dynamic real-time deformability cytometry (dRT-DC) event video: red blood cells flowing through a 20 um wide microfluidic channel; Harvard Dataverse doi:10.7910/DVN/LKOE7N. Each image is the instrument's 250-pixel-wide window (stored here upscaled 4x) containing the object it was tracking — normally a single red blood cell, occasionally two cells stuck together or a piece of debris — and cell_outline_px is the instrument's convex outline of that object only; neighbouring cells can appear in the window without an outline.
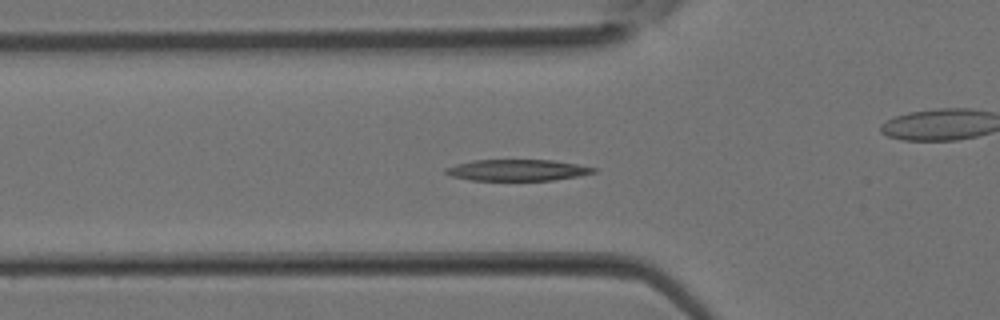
{"species": "Egyptian fruit bat (a non-hibernating species)", "species_latin": "Rousettus aegyptiacus", "temperature_condition": "room temperature", "stored_images_in_passage": 38, "camera_frame_rate_fps": 3000, "um_per_image_px": 0.085, "animal": {"sex": "female"}, "frame": {"image": 1, "passage_image": 13, "time_ms": 4.0, "image_size_px": [1000, 320], "cell_outline_px": [[596, 172], [580, 176], [552, 180], [472, 180], [452, 176], [444, 172], [444, 168], [456, 164], [472, 160], [552, 160], [576, 164], [596, 168]], "centroid_in_image_um": [43.97, 14.46], "position_along_channel_um": 81.8, "area_um2": 18.26}}
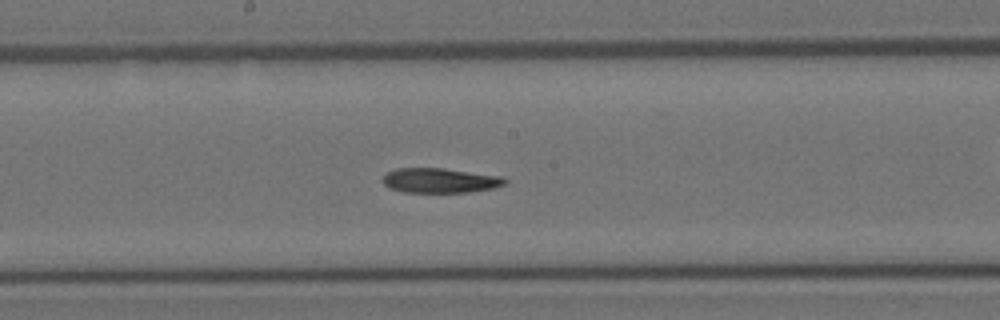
{"frame": {"image": 2, "passage_image": 20, "time_ms": 6.333, "image_size_px": [1000, 320], "cell_outline_px": [[508, 180], [504, 184], [492, 188], [468, 192], [404, 192], [392, 188], [384, 184], [380, 180], [388, 172], [396, 168], [444, 168], [504, 176]], "centroid_in_image_um": [37.41, 15.33], "position_along_channel_um": 210.8, "area_um2": 17.63}}
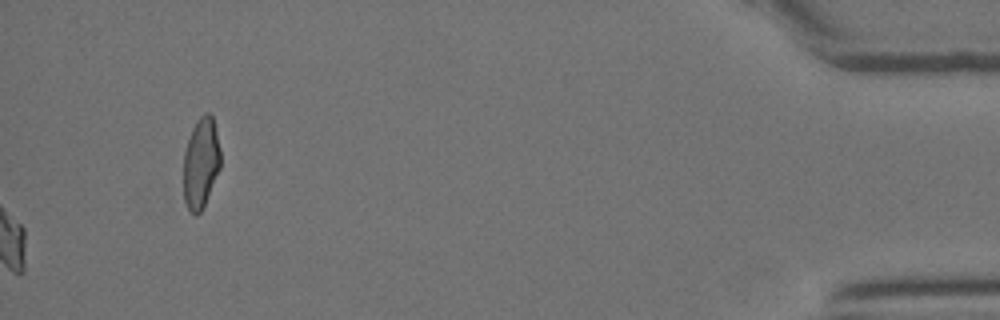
{"frame": {"image": 3, "passage_image": 38, "time_ms": 12.333, "image_size_px": [1000, 320], "cell_outline_px": [[220, 168], [204, 204], [200, 212], [196, 216], [188, 212], [184, 200], [184, 152], [192, 128], [196, 120], [204, 112], [208, 112], [212, 116], [216, 132], [220, 152]], "centroid_in_image_um": [17.06, 13.86], "position_along_channel_um": 418.1, "area_um2": 19.42}}